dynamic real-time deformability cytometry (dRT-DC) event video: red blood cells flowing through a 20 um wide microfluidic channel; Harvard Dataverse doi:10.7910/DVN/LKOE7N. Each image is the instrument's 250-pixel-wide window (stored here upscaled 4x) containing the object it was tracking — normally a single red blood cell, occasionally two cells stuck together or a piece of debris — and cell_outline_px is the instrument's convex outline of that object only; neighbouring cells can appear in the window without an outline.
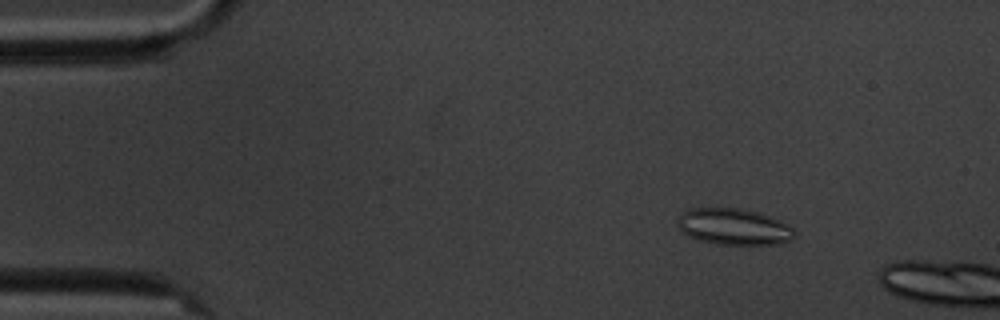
{"species": "common noctule bat (a hibernating species)", "species_latin": "Nyctalus noctula", "temperature_condition": "cold", "stored_images_in_passage": 3, "camera_frame_rate_fps": 3000, "um_per_image_px": 0.085, "animal": {"sex": "male", "body_mass_g": 20.1, "forearm_length_mm": 53.5}, "frame": {"image": 1, "passage_image": 2, "time_ms": 1.0, "image_size_px": [1000, 320], "cell_outline_px": [[796, 236], [780, 244], [716, 244], [700, 240], [688, 236], [676, 224], [680, 216], [688, 208], [740, 208], [756, 212], [780, 220], [792, 228], [796, 232]], "centroid_in_image_um": [62.37, 19.27], "position_along_channel_um": 22.6, "area_um2": 24.57}}